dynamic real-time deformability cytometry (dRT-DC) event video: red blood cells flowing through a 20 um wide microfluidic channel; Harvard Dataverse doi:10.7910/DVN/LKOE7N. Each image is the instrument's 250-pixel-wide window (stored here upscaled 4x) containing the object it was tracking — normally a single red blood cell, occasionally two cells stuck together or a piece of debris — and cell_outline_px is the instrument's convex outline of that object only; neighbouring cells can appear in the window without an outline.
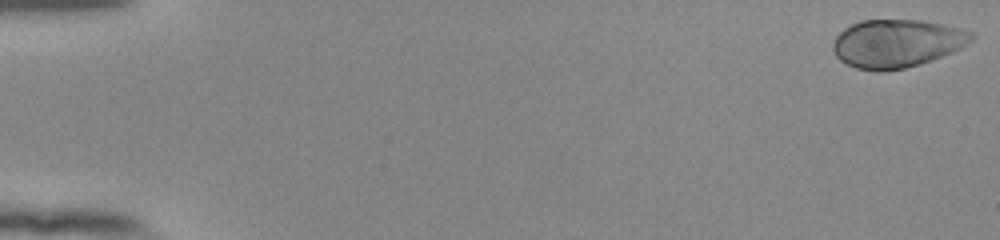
{"species": "human", "species_latin": "Homo sapiens", "temperature_condition": "room temperature", "stored_images_in_passage": 54, "camera_frame_rate_fps": 3000, "um_per_image_px": 0.085, "donor": {"sex": "female"}, "frame": {"image": 1, "passage_image": 1, "time_ms": 0.0, "image_size_px": [1000, 240], "cell_outline_px": [[976, 36], [968, 44], [952, 52], [932, 60], [920, 64], [904, 68], [884, 72], [876, 72], [856, 68], [840, 60], [836, 56], [832, 48], [832, 44], [836, 36], [844, 28], [860, 20], [920, 20], [944, 24], [960, 28], [972, 32]], "centroid_in_image_um": [76.23, 3.69], "position_along_channel_um": 8.8, "area_um2": 39.07}}
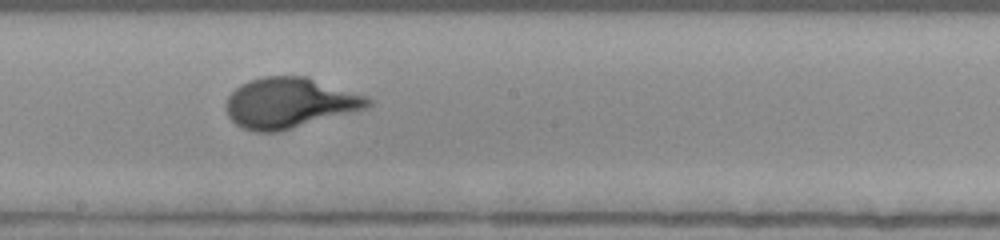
{"frame": {"image": 2, "passage_image": 31, "time_ms": 10.0, "image_size_px": [1000, 240], "cell_outline_px": [[372, 104], [368, 108], [276, 132], [256, 132], [244, 128], [236, 124], [228, 116], [228, 96], [240, 84], [248, 80], [264, 76], [308, 76], [364, 96], [372, 100]], "centroid_in_image_um": [24.61, 8.73], "position_along_channel_um": 223.6, "area_um2": 41.21}}
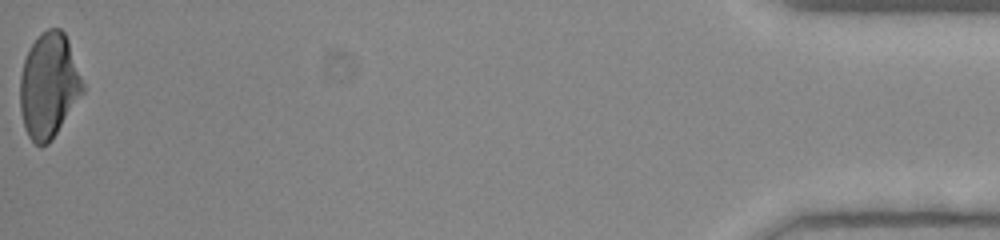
{"frame": {"image": 3, "passage_image": 54, "time_ms": 17.667, "image_size_px": [1000, 240], "cell_outline_px": [[84, 92], [52, 140], [48, 144], [40, 148], [28, 136], [24, 128], [20, 112], [20, 76], [24, 60], [28, 48], [48, 28], [60, 28], [64, 32], [68, 40], [84, 84]], "centroid_in_image_um": [4.14, 7.31], "position_along_channel_um": 431.1, "area_um2": 38.44}, "authors_computed_cell_mechanics": {"area_um2": 39.015, "velocity_mm_per_s": 3.8768, "shape_relaxation_time_tau1_ms": 3.4144, "shape_relaxation_time_tau2_ms": null, "deformation_change_tau1": 0.1894, "deformation_change_tau2": null}}